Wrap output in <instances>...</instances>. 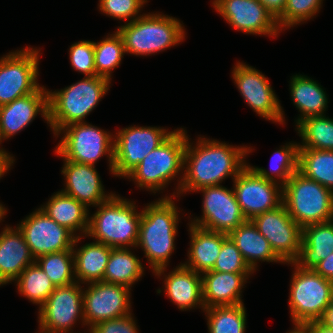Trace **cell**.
Segmentation results:
<instances>
[{"mask_svg": "<svg viewBox=\"0 0 333 333\" xmlns=\"http://www.w3.org/2000/svg\"><path fill=\"white\" fill-rule=\"evenodd\" d=\"M132 248H111L103 282L123 285L131 289L144 275V265Z\"/></svg>", "mask_w": 333, "mask_h": 333, "instance_id": "31", "label": "cell"}, {"mask_svg": "<svg viewBox=\"0 0 333 333\" xmlns=\"http://www.w3.org/2000/svg\"><path fill=\"white\" fill-rule=\"evenodd\" d=\"M232 182L236 200L247 220L282 204V186L262 178L250 163Z\"/></svg>", "mask_w": 333, "mask_h": 333, "instance_id": "17", "label": "cell"}, {"mask_svg": "<svg viewBox=\"0 0 333 333\" xmlns=\"http://www.w3.org/2000/svg\"><path fill=\"white\" fill-rule=\"evenodd\" d=\"M298 171L333 192V151L299 149Z\"/></svg>", "mask_w": 333, "mask_h": 333, "instance_id": "32", "label": "cell"}, {"mask_svg": "<svg viewBox=\"0 0 333 333\" xmlns=\"http://www.w3.org/2000/svg\"><path fill=\"white\" fill-rule=\"evenodd\" d=\"M77 321L85 326L83 287L78 282L55 287L38 310V329L44 333H74Z\"/></svg>", "mask_w": 333, "mask_h": 333, "instance_id": "12", "label": "cell"}, {"mask_svg": "<svg viewBox=\"0 0 333 333\" xmlns=\"http://www.w3.org/2000/svg\"><path fill=\"white\" fill-rule=\"evenodd\" d=\"M282 203L302 228L333 220V192L298 170L282 187Z\"/></svg>", "mask_w": 333, "mask_h": 333, "instance_id": "7", "label": "cell"}, {"mask_svg": "<svg viewBox=\"0 0 333 333\" xmlns=\"http://www.w3.org/2000/svg\"><path fill=\"white\" fill-rule=\"evenodd\" d=\"M210 271L227 273H254L230 237L222 243L221 251L217 257L216 263Z\"/></svg>", "mask_w": 333, "mask_h": 333, "instance_id": "40", "label": "cell"}, {"mask_svg": "<svg viewBox=\"0 0 333 333\" xmlns=\"http://www.w3.org/2000/svg\"><path fill=\"white\" fill-rule=\"evenodd\" d=\"M299 143L288 142L277 149L270 160V170L250 165L262 178L282 187L298 170Z\"/></svg>", "mask_w": 333, "mask_h": 333, "instance_id": "34", "label": "cell"}, {"mask_svg": "<svg viewBox=\"0 0 333 333\" xmlns=\"http://www.w3.org/2000/svg\"><path fill=\"white\" fill-rule=\"evenodd\" d=\"M135 201L114 194L96 206L89 215V225L84 238L111 248H135L138 242L142 210L138 212Z\"/></svg>", "mask_w": 333, "mask_h": 333, "instance_id": "4", "label": "cell"}, {"mask_svg": "<svg viewBox=\"0 0 333 333\" xmlns=\"http://www.w3.org/2000/svg\"><path fill=\"white\" fill-rule=\"evenodd\" d=\"M165 127L131 125L115 132L113 176L125 178L173 132Z\"/></svg>", "mask_w": 333, "mask_h": 333, "instance_id": "11", "label": "cell"}, {"mask_svg": "<svg viewBox=\"0 0 333 333\" xmlns=\"http://www.w3.org/2000/svg\"><path fill=\"white\" fill-rule=\"evenodd\" d=\"M333 253V220L303 227L298 258L294 263L302 269L313 270L320 261Z\"/></svg>", "mask_w": 333, "mask_h": 333, "instance_id": "28", "label": "cell"}, {"mask_svg": "<svg viewBox=\"0 0 333 333\" xmlns=\"http://www.w3.org/2000/svg\"><path fill=\"white\" fill-rule=\"evenodd\" d=\"M189 225L190 247L188 248V259L182 263L185 267L197 273H204L213 269L217 257L221 251L222 243L229 237L225 233L214 232Z\"/></svg>", "mask_w": 333, "mask_h": 333, "instance_id": "25", "label": "cell"}, {"mask_svg": "<svg viewBox=\"0 0 333 333\" xmlns=\"http://www.w3.org/2000/svg\"><path fill=\"white\" fill-rule=\"evenodd\" d=\"M69 60L72 69L84 74V77L96 75L94 62V41L81 40L69 47Z\"/></svg>", "mask_w": 333, "mask_h": 333, "instance_id": "42", "label": "cell"}, {"mask_svg": "<svg viewBox=\"0 0 333 333\" xmlns=\"http://www.w3.org/2000/svg\"><path fill=\"white\" fill-rule=\"evenodd\" d=\"M307 324L313 329V333H333V329L324 326L319 321H311Z\"/></svg>", "mask_w": 333, "mask_h": 333, "instance_id": "49", "label": "cell"}, {"mask_svg": "<svg viewBox=\"0 0 333 333\" xmlns=\"http://www.w3.org/2000/svg\"><path fill=\"white\" fill-rule=\"evenodd\" d=\"M209 333H245L247 314L244 303L235 306H214L203 311Z\"/></svg>", "mask_w": 333, "mask_h": 333, "instance_id": "36", "label": "cell"}, {"mask_svg": "<svg viewBox=\"0 0 333 333\" xmlns=\"http://www.w3.org/2000/svg\"><path fill=\"white\" fill-rule=\"evenodd\" d=\"M231 75L245 103L256 114L273 123L285 125L283 107L270 80L262 72L237 61Z\"/></svg>", "mask_w": 333, "mask_h": 333, "instance_id": "13", "label": "cell"}, {"mask_svg": "<svg viewBox=\"0 0 333 333\" xmlns=\"http://www.w3.org/2000/svg\"><path fill=\"white\" fill-rule=\"evenodd\" d=\"M0 232V285L15 282L21 272L35 263L23 233L16 226L6 225Z\"/></svg>", "mask_w": 333, "mask_h": 333, "instance_id": "23", "label": "cell"}, {"mask_svg": "<svg viewBox=\"0 0 333 333\" xmlns=\"http://www.w3.org/2000/svg\"><path fill=\"white\" fill-rule=\"evenodd\" d=\"M166 269L167 267L157 269L153 274L157 278L163 276L162 290L171 302L181 311L196 309V307L204 311L201 274L185 267L182 263L165 274Z\"/></svg>", "mask_w": 333, "mask_h": 333, "instance_id": "22", "label": "cell"}, {"mask_svg": "<svg viewBox=\"0 0 333 333\" xmlns=\"http://www.w3.org/2000/svg\"><path fill=\"white\" fill-rule=\"evenodd\" d=\"M86 285L87 288L83 289V315L85 326H88L86 328L133 312L132 289L103 281Z\"/></svg>", "mask_w": 333, "mask_h": 333, "instance_id": "16", "label": "cell"}, {"mask_svg": "<svg viewBox=\"0 0 333 333\" xmlns=\"http://www.w3.org/2000/svg\"><path fill=\"white\" fill-rule=\"evenodd\" d=\"M14 283H16L17 292L33 304L38 305V308L55 290L52 281L36 262L27 266Z\"/></svg>", "mask_w": 333, "mask_h": 333, "instance_id": "35", "label": "cell"}, {"mask_svg": "<svg viewBox=\"0 0 333 333\" xmlns=\"http://www.w3.org/2000/svg\"><path fill=\"white\" fill-rule=\"evenodd\" d=\"M293 328L286 333H313V329L306 323H294Z\"/></svg>", "mask_w": 333, "mask_h": 333, "instance_id": "48", "label": "cell"}, {"mask_svg": "<svg viewBox=\"0 0 333 333\" xmlns=\"http://www.w3.org/2000/svg\"><path fill=\"white\" fill-rule=\"evenodd\" d=\"M254 273L207 271L201 274L205 309L214 306H235L243 303L242 291Z\"/></svg>", "mask_w": 333, "mask_h": 333, "instance_id": "24", "label": "cell"}, {"mask_svg": "<svg viewBox=\"0 0 333 333\" xmlns=\"http://www.w3.org/2000/svg\"><path fill=\"white\" fill-rule=\"evenodd\" d=\"M285 264L294 267L288 299L292 323L318 321L332 302L333 283L314 270L302 269L294 262Z\"/></svg>", "mask_w": 333, "mask_h": 333, "instance_id": "9", "label": "cell"}, {"mask_svg": "<svg viewBox=\"0 0 333 333\" xmlns=\"http://www.w3.org/2000/svg\"><path fill=\"white\" fill-rule=\"evenodd\" d=\"M40 48L25 47L0 57V106L34 93L38 83Z\"/></svg>", "mask_w": 333, "mask_h": 333, "instance_id": "10", "label": "cell"}, {"mask_svg": "<svg viewBox=\"0 0 333 333\" xmlns=\"http://www.w3.org/2000/svg\"><path fill=\"white\" fill-rule=\"evenodd\" d=\"M295 126L302 139L299 149L333 151V118L326 115L308 117Z\"/></svg>", "mask_w": 333, "mask_h": 333, "instance_id": "33", "label": "cell"}, {"mask_svg": "<svg viewBox=\"0 0 333 333\" xmlns=\"http://www.w3.org/2000/svg\"><path fill=\"white\" fill-rule=\"evenodd\" d=\"M324 0H287L283 13L276 19L281 31L306 23L320 12Z\"/></svg>", "mask_w": 333, "mask_h": 333, "instance_id": "39", "label": "cell"}, {"mask_svg": "<svg viewBox=\"0 0 333 333\" xmlns=\"http://www.w3.org/2000/svg\"><path fill=\"white\" fill-rule=\"evenodd\" d=\"M59 225L66 227L76 237L86 236L90 210L62 191L54 192L48 201L39 207ZM79 232L76 233V232Z\"/></svg>", "mask_w": 333, "mask_h": 333, "instance_id": "26", "label": "cell"}, {"mask_svg": "<svg viewBox=\"0 0 333 333\" xmlns=\"http://www.w3.org/2000/svg\"><path fill=\"white\" fill-rule=\"evenodd\" d=\"M211 3L213 9L237 31L273 38L282 32L274 16L259 0H213Z\"/></svg>", "mask_w": 333, "mask_h": 333, "instance_id": "19", "label": "cell"}, {"mask_svg": "<svg viewBox=\"0 0 333 333\" xmlns=\"http://www.w3.org/2000/svg\"><path fill=\"white\" fill-rule=\"evenodd\" d=\"M111 82L95 75L84 77L64 89L48 90V124L53 134L68 125L86 122L85 118L108 93Z\"/></svg>", "mask_w": 333, "mask_h": 333, "instance_id": "5", "label": "cell"}, {"mask_svg": "<svg viewBox=\"0 0 333 333\" xmlns=\"http://www.w3.org/2000/svg\"><path fill=\"white\" fill-rule=\"evenodd\" d=\"M35 262L43 269L55 287L76 282L73 250L45 254L35 259Z\"/></svg>", "mask_w": 333, "mask_h": 333, "instance_id": "38", "label": "cell"}, {"mask_svg": "<svg viewBox=\"0 0 333 333\" xmlns=\"http://www.w3.org/2000/svg\"><path fill=\"white\" fill-rule=\"evenodd\" d=\"M61 135V136H60ZM61 140L54 153L65 160L94 165L107 156L109 172L114 170V134L87 122L74 123L60 129L55 135Z\"/></svg>", "mask_w": 333, "mask_h": 333, "instance_id": "8", "label": "cell"}, {"mask_svg": "<svg viewBox=\"0 0 333 333\" xmlns=\"http://www.w3.org/2000/svg\"><path fill=\"white\" fill-rule=\"evenodd\" d=\"M149 0H99L98 9L102 14L113 19L134 21L141 17V10ZM142 8V9H141Z\"/></svg>", "mask_w": 333, "mask_h": 333, "instance_id": "41", "label": "cell"}, {"mask_svg": "<svg viewBox=\"0 0 333 333\" xmlns=\"http://www.w3.org/2000/svg\"><path fill=\"white\" fill-rule=\"evenodd\" d=\"M196 140V143L190 142L187 134L184 174L178 197L206 186L221 185L230 176L234 180L248 164L245 157L253 152L251 146H233L200 135Z\"/></svg>", "mask_w": 333, "mask_h": 333, "instance_id": "1", "label": "cell"}, {"mask_svg": "<svg viewBox=\"0 0 333 333\" xmlns=\"http://www.w3.org/2000/svg\"><path fill=\"white\" fill-rule=\"evenodd\" d=\"M17 227L35 259L45 254L73 250L76 236L40 208L27 215Z\"/></svg>", "mask_w": 333, "mask_h": 333, "instance_id": "18", "label": "cell"}, {"mask_svg": "<svg viewBox=\"0 0 333 333\" xmlns=\"http://www.w3.org/2000/svg\"><path fill=\"white\" fill-rule=\"evenodd\" d=\"M89 333H139L137 322L131 313L128 315L99 322L89 329Z\"/></svg>", "mask_w": 333, "mask_h": 333, "instance_id": "43", "label": "cell"}, {"mask_svg": "<svg viewBox=\"0 0 333 333\" xmlns=\"http://www.w3.org/2000/svg\"><path fill=\"white\" fill-rule=\"evenodd\" d=\"M125 54L123 39L117 30L98 42L94 41L96 75L111 81L112 72L119 67Z\"/></svg>", "mask_w": 333, "mask_h": 333, "instance_id": "37", "label": "cell"}, {"mask_svg": "<svg viewBox=\"0 0 333 333\" xmlns=\"http://www.w3.org/2000/svg\"><path fill=\"white\" fill-rule=\"evenodd\" d=\"M82 238L79 236L76 237L73 244L76 282L88 284L102 281L111 253V247L94 241L85 243L78 248L77 246Z\"/></svg>", "mask_w": 333, "mask_h": 333, "instance_id": "29", "label": "cell"}, {"mask_svg": "<svg viewBox=\"0 0 333 333\" xmlns=\"http://www.w3.org/2000/svg\"><path fill=\"white\" fill-rule=\"evenodd\" d=\"M277 19L284 11L287 0H259Z\"/></svg>", "mask_w": 333, "mask_h": 333, "instance_id": "45", "label": "cell"}, {"mask_svg": "<svg viewBox=\"0 0 333 333\" xmlns=\"http://www.w3.org/2000/svg\"><path fill=\"white\" fill-rule=\"evenodd\" d=\"M61 170L64 176L63 193L89 207H96L108 200L114 193L106 192L96 166L63 160ZM106 192V193H105Z\"/></svg>", "mask_w": 333, "mask_h": 333, "instance_id": "21", "label": "cell"}, {"mask_svg": "<svg viewBox=\"0 0 333 333\" xmlns=\"http://www.w3.org/2000/svg\"><path fill=\"white\" fill-rule=\"evenodd\" d=\"M195 192L203 196L201 217L190 218L191 224L206 230L229 235L247 221L236 200L233 187L206 186Z\"/></svg>", "mask_w": 333, "mask_h": 333, "instance_id": "14", "label": "cell"}, {"mask_svg": "<svg viewBox=\"0 0 333 333\" xmlns=\"http://www.w3.org/2000/svg\"><path fill=\"white\" fill-rule=\"evenodd\" d=\"M251 221L284 263L294 262L298 258L303 228L293 220L283 203Z\"/></svg>", "mask_w": 333, "mask_h": 333, "instance_id": "15", "label": "cell"}, {"mask_svg": "<svg viewBox=\"0 0 333 333\" xmlns=\"http://www.w3.org/2000/svg\"><path fill=\"white\" fill-rule=\"evenodd\" d=\"M313 270L333 283V253L320 261Z\"/></svg>", "mask_w": 333, "mask_h": 333, "instance_id": "44", "label": "cell"}, {"mask_svg": "<svg viewBox=\"0 0 333 333\" xmlns=\"http://www.w3.org/2000/svg\"><path fill=\"white\" fill-rule=\"evenodd\" d=\"M160 13H143L134 21L117 27L126 54L150 56L181 44L186 39L183 22Z\"/></svg>", "mask_w": 333, "mask_h": 333, "instance_id": "6", "label": "cell"}, {"mask_svg": "<svg viewBox=\"0 0 333 333\" xmlns=\"http://www.w3.org/2000/svg\"><path fill=\"white\" fill-rule=\"evenodd\" d=\"M7 211V208L0 202V223L4 221V218L7 215Z\"/></svg>", "mask_w": 333, "mask_h": 333, "instance_id": "50", "label": "cell"}, {"mask_svg": "<svg viewBox=\"0 0 333 333\" xmlns=\"http://www.w3.org/2000/svg\"><path fill=\"white\" fill-rule=\"evenodd\" d=\"M186 143L187 130L182 127L174 129V132L152 150L125 178L133 181L139 189L156 194L164 191L165 187L167 188L168 184L178 176L176 191L171 196L167 194L162 196V198H178L184 174Z\"/></svg>", "mask_w": 333, "mask_h": 333, "instance_id": "3", "label": "cell"}, {"mask_svg": "<svg viewBox=\"0 0 333 333\" xmlns=\"http://www.w3.org/2000/svg\"><path fill=\"white\" fill-rule=\"evenodd\" d=\"M15 157L8 153L1 145L0 147V179L12 168Z\"/></svg>", "mask_w": 333, "mask_h": 333, "instance_id": "46", "label": "cell"}, {"mask_svg": "<svg viewBox=\"0 0 333 333\" xmlns=\"http://www.w3.org/2000/svg\"><path fill=\"white\" fill-rule=\"evenodd\" d=\"M173 199V200H172ZM174 198H158L143 206L136 248L144 252L152 273L169 266L175 250L180 213Z\"/></svg>", "mask_w": 333, "mask_h": 333, "instance_id": "2", "label": "cell"}, {"mask_svg": "<svg viewBox=\"0 0 333 333\" xmlns=\"http://www.w3.org/2000/svg\"><path fill=\"white\" fill-rule=\"evenodd\" d=\"M290 79L291 101L300 112L295 124L308 117L326 115L328 95L318 81L302 74L292 75Z\"/></svg>", "mask_w": 333, "mask_h": 333, "instance_id": "27", "label": "cell"}, {"mask_svg": "<svg viewBox=\"0 0 333 333\" xmlns=\"http://www.w3.org/2000/svg\"><path fill=\"white\" fill-rule=\"evenodd\" d=\"M324 326L333 329V303L325 309L322 317L318 320Z\"/></svg>", "mask_w": 333, "mask_h": 333, "instance_id": "47", "label": "cell"}, {"mask_svg": "<svg viewBox=\"0 0 333 333\" xmlns=\"http://www.w3.org/2000/svg\"><path fill=\"white\" fill-rule=\"evenodd\" d=\"M48 90L41 85L34 93L0 106V145L29 126L38 114L49 125Z\"/></svg>", "mask_w": 333, "mask_h": 333, "instance_id": "20", "label": "cell"}, {"mask_svg": "<svg viewBox=\"0 0 333 333\" xmlns=\"http://www.w3.org/2000/svg\"><path fill=\"white\" fill-rule=\"evenodd\" d=\"M236 244L249 267L256 272L259 262L285 264L272 250L267 239L251 220L239 225L228 235Z\"/></svg>", "mask_w": 333, "mask_h": 333, "instance_id": "30", "label": "cell"}]
</instances>
